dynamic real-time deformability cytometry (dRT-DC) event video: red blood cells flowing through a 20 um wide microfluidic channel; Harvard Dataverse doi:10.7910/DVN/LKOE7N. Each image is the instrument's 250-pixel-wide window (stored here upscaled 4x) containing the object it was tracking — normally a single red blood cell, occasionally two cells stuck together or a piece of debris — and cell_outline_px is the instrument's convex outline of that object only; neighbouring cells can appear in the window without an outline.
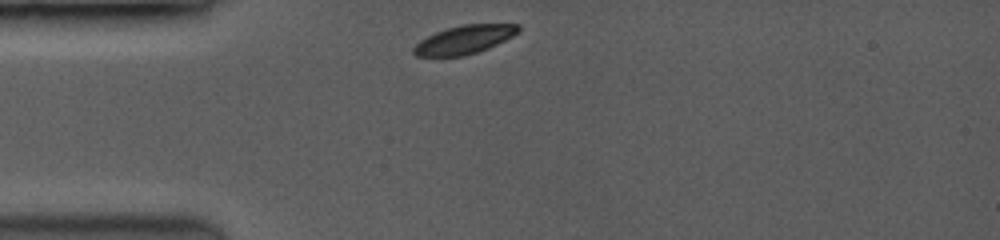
{"species": "common noctule bat (a hibernating species)", "species_latin": "Nyctalus noctula", "temperature_condition": "room temperature", "stored_images_in_passage": 47, "camera_frame_rate_fps": 3500, "um_per_image_px": 0.085, "animal": {"sex": "female", "body_mass_g": 19.0, "forearm_length_mm": 53.3}, "frame": {"image": 1, "passage_image": 1, "time_ms": 0.0, "image_size_px": [1000, 240], "cell_outline_px": [[520, 32], [488, 48], [476, 52], [460, 56], [416, 56], [412, 52], [412, 48], [420, 40], [436, 32], [460, 24], [520, 24]], "centroid_in_image_um": [39.46, 3.36], "position_along_channel_um": 45.5, "area_um2": 17.22}}
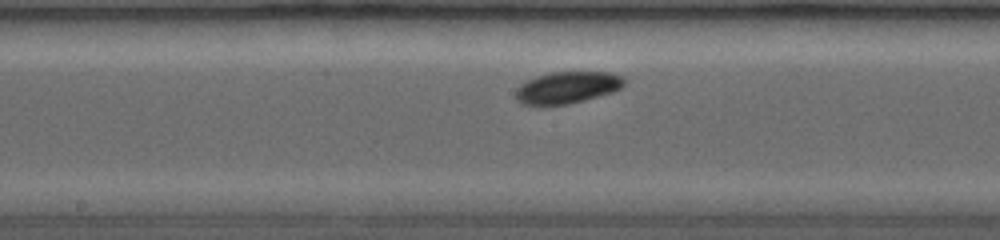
{"frame": {"image": 2, "passage_image": 20, "time_ms": 4.286, "image_size_px": [1000, 240], "cell_outline_px": [[624, 84], [620, 88], [612, 92], [564, 104], [524, 104], [516, 96], [516, 88], [520, 84], [536, 76], [548, 72], [612, 72], [624, 76]], "centroid_in_image_um": [48.24, 7.4], "position_along_channel_um": 200.0, "area_um2": 19.65}}
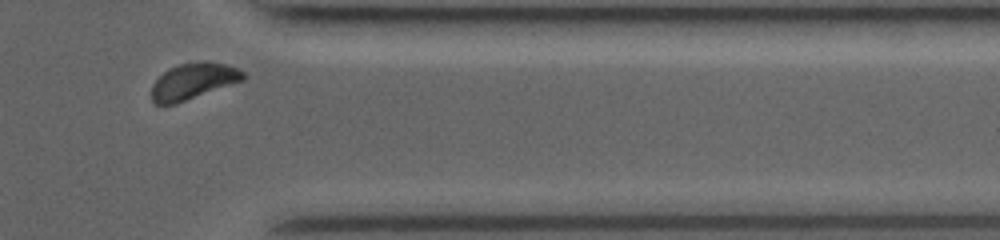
{"frame": {"image": 3, "passage_image": 42, "time_ms": 9.143, "image_size_px": [1000, 240], "cell_outline_px": [[244, 80], [176, 104], [152, 104], [152, 84], [164, 72], [180, 64], [224, 64], [236, 68], [244, 72]], "centroid_in_image_um": [16.39, 6.96], "position_along_channel_um": 395.0, "area_um2": 18.5}, "authors_computed_cell_mechanics": {"area_um2": 19.4208, "velocity_mm_per_s": 4.0252, "shape_relaxation_time_tau1_ms": 3.1129, "shape_relaxation_time_tau2_ms": null, "deformation_change_tau1": 0.1373, "deformation_change_tau2": null}}